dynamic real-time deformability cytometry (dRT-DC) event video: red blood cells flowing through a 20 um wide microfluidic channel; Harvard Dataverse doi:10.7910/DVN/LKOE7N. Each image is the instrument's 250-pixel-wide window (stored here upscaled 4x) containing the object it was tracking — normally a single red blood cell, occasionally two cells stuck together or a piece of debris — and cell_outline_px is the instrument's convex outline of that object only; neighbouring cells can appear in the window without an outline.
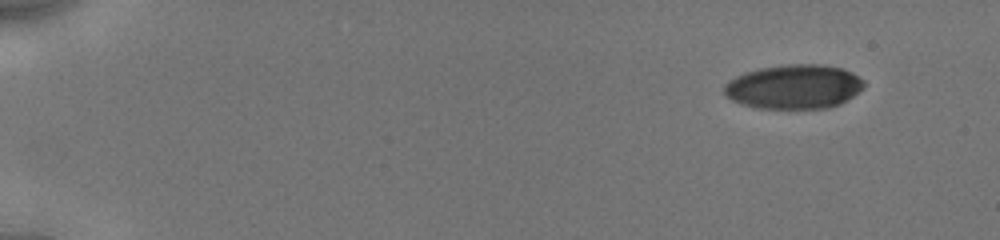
{"species": "human", "species_latin": "Homo sapiens", "temperature_condition": "cold", "stored_images_in_passage": 16, "camera_frame_rate_fps": 3000, "um_per_image_px": 0.085, "donor": {"sex": "male"}, "frame": {"image": 1, "passage_image": 1, "time_ms": 0.0, "image_size_px": [1000, 240], "cell_outline_px": [[864, 84], [852, 96], [840, 104], [828, 108], [756, 108], [732, 100], [724, 92], [724, 84], [728, 80], [744, 72], [760, 68], [788, 64], [820, 64], [840, 68], [864, 80]], "centroid_in_image_um": [67.44, 7.37], "position_along_channel_um": 17.6, "area_um2": 35.66}}
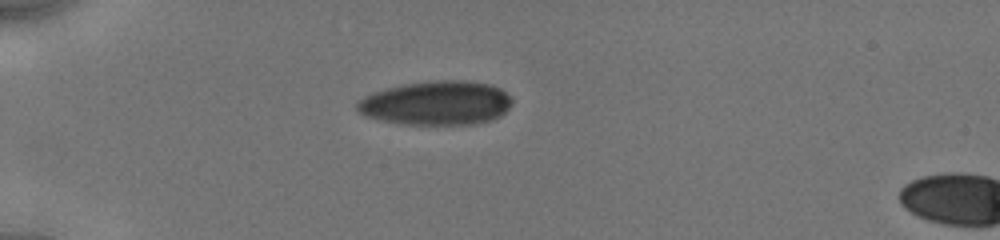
{"frame": {"image": 2, "passage_image": 14, "time_ms": 3.667, "image_size_px": [1000, 240], "cell_outline_px": [[512, 104], [500, 116], [492, 120], [472, 124], [404, 124], [364, 116], [356, 108], [356, 100], [372, 92], [404, 84], [436, 80], [464, 80], [492, 84], [500, 88], [512, 96]], "centroid_in_image_um": [37.11, 8.75], "position_along_channel_um": 47.9, "area_um2": 39.94}}